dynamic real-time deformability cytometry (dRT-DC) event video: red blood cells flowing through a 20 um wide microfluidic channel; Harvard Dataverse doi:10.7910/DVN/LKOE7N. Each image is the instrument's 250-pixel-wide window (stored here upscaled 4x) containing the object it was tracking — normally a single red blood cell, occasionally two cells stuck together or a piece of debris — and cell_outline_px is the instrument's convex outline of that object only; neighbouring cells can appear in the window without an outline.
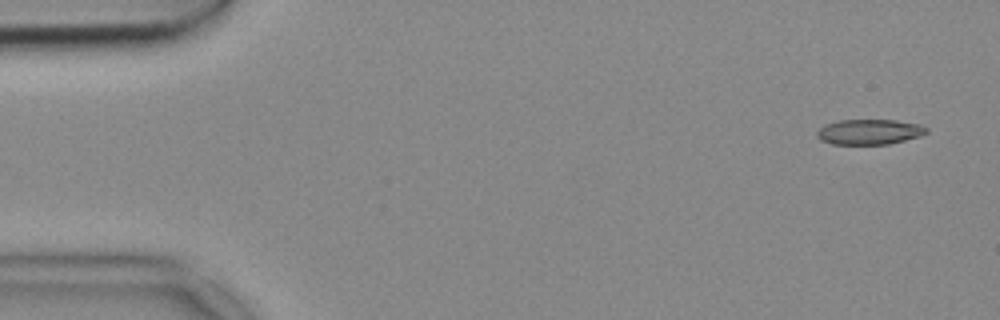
{"species": "common noctule bat (a hibernating species)", "species_latin": "Nyctalus noctula", "temperature_condition": "cold", "stored_images_in_passage": 51, "camera_frame_rate_fps": 3000, "um_per_image_px": 0.085, "animal": {"sex": "female", "body_mass_g": 18.4}, "frame": {"image": 1, "passage_image": 1, "time_ms": 0.0, "image_size_px": [1000, 320], "cell_outline_px": [[928, 132], [920, 136], [888, 144], [832, 144], [820, 140], [816, 136], [816, 132], [824, 124], [840, 120], [896, 120], [920, 124], [928, 128]], "centroid_in_image_um": [73.88, 11.2], "position_along_channel_um": 11.1, "area_um2": 16.18}}
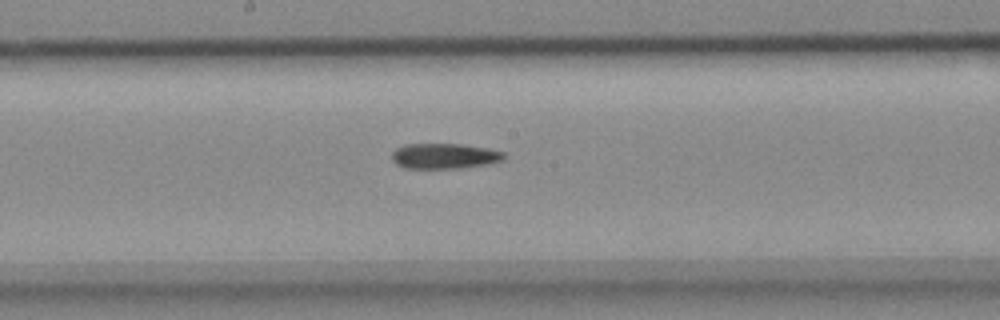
{"frame": {"image": 2, "passage_image": 26, "time_ms": 8.333, "image_size_px": [1000, 320], "cell_outline_px": [[504, 160], [488, 164], [468, 168], [404, 168], [396, 164], [392, 160], [392, 152], [396, 148], [404, 144], [460, 144], [488, 148], [504, 152]], "centroid_in_image_um": [37.78, 13.27], "position_along_channel_um": 210.4, "area_um2": 16.76}}
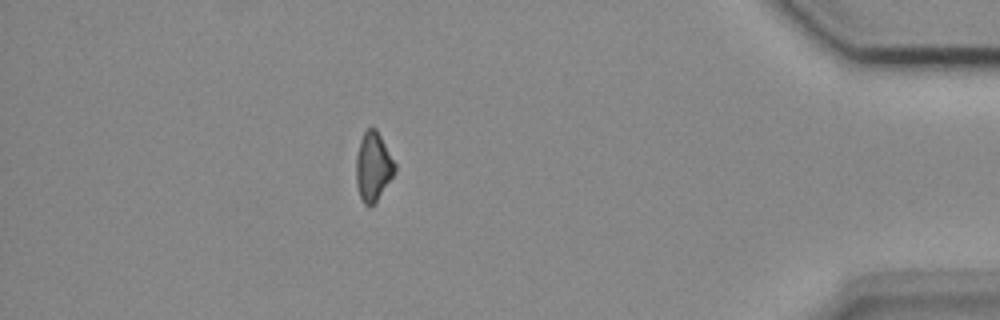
{"frame": {"image": 3, "passage_image": 45, "time_ms": 14.667, "image_size_px": [1000, 320], "cell_outline_px": [[396, 172], [376, 200], [368, 208], [364, 204], [360, 196], [356, 184], [356, 156], [360, 140], [364, 132], [368, 128], [376, 128], [396, 164]], "centroid_in_image_um": [31.71, 14.16], "position_along_channel_um": 403.5, "area_um2": 15.43}}